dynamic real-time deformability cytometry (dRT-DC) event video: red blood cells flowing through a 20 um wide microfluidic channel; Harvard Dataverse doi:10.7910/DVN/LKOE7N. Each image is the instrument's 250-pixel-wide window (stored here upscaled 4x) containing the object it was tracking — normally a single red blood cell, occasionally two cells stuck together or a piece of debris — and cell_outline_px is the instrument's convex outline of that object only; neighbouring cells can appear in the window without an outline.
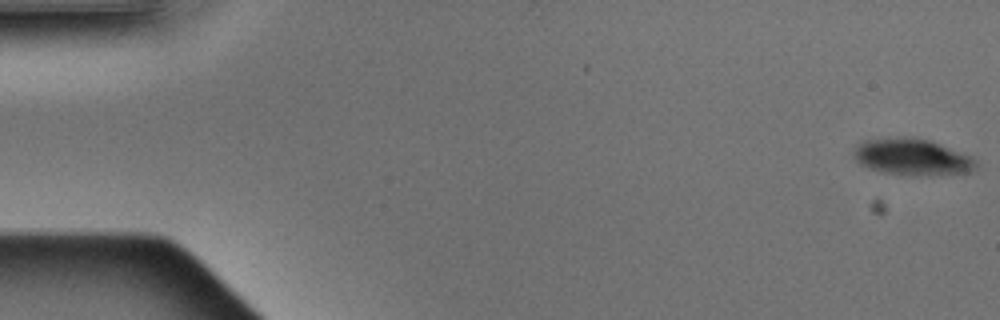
{"species": "Egyptian fruit bat (a non-hibernating species)", "species_latin": "Rousettus aegyptiacus", "temperature_condition": "warm", "stored_images_in_passage": 3, "camera_frame_rate_fps": 3000, "um_per_image_px": 0.085, "animal": {"sex": "male"}, "frame": {"image": 1, "passage_image": 3, "time_ms": 0.667, "image_size_px": [1000, 320], "cell_outline_px": [[980, 164], [976, 168], [968, 172], [928, 176], [884, 172], [868, 168], [860, 164], [852, 156], [852, 152], [856, 144], [860, 140], [904, 136], [932, 140], [972, 156]], "centroid_in_image_um": [77.53, 13.32], "position_along_channel_um": 7.5, "area_um2": 26.53}}